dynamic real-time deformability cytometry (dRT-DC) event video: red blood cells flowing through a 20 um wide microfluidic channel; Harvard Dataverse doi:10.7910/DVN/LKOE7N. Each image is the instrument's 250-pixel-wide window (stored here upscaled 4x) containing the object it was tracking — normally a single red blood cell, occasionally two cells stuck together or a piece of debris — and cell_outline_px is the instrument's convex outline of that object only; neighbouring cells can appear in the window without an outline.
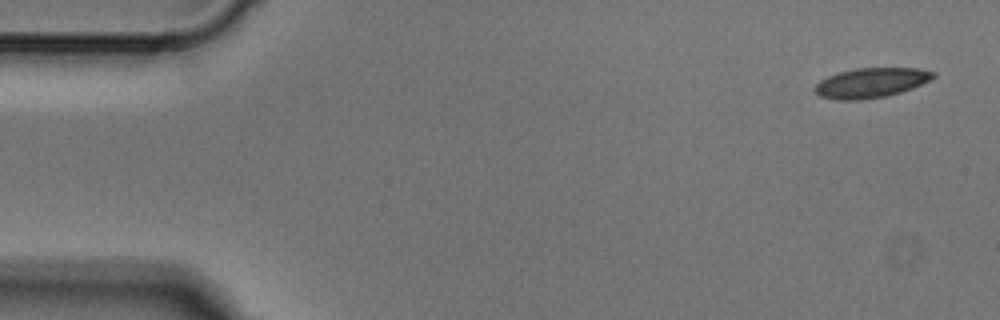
{"species": "Egyptian fruit bat (a non-hibernating species)", "species_latin": "Rousettus aegyptiacus", "temperature_condition": "cold", "stored_images_in_passage": 5, "segment_of_instrument_passage": [1, 2], "camera_frame_rate_fps": 3000, "um_per_image_px": 0.085, "animal": {"sex": "male"}, "frame": {"image": 1, "passage_image": 1, "time_ms": 0.0, "image_size_px": [1000, 320], "cell_outline_px": [[936, 76], [912, 88], [900, 92], [884, 96], [860, 100], [836, 100], [820, 96], [812, 88], [820, 80], [828, 76], [840, 72], [856, 68], [920, 68], [936, 72]], "centroid_in_image_um": [74.02, 7.03], "position_along_channel_um": 11.0, "area_um2": 20.46}}
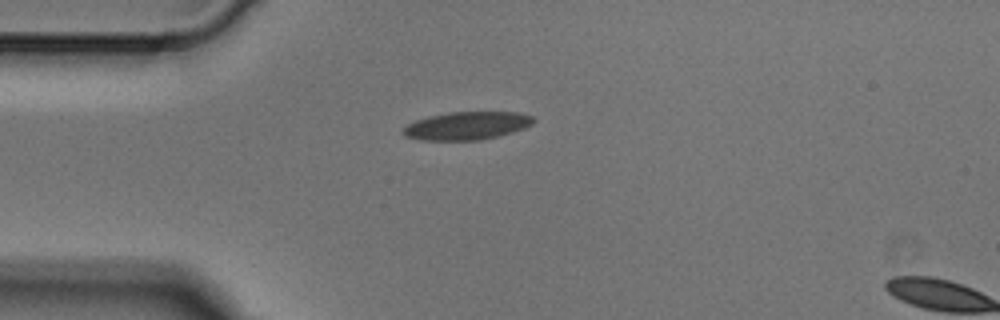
{"frame": {"image": 2, "passage_image": 4, "time_ms": 1.0, "image_size_px": [1000, 320], "cell_outline_px": [[536, 120], [532, 124], [524, 128], [500, 136], [480, 140], [420, 140], [404, 136], [400, 132], [408, 124], [416, 120], [448, 112], [516, 112], [532, 116]], "centroid_in_image_um": [39.68, 10.69], "position_along_channel_um": 45.3, "area_um2": 21.27}}